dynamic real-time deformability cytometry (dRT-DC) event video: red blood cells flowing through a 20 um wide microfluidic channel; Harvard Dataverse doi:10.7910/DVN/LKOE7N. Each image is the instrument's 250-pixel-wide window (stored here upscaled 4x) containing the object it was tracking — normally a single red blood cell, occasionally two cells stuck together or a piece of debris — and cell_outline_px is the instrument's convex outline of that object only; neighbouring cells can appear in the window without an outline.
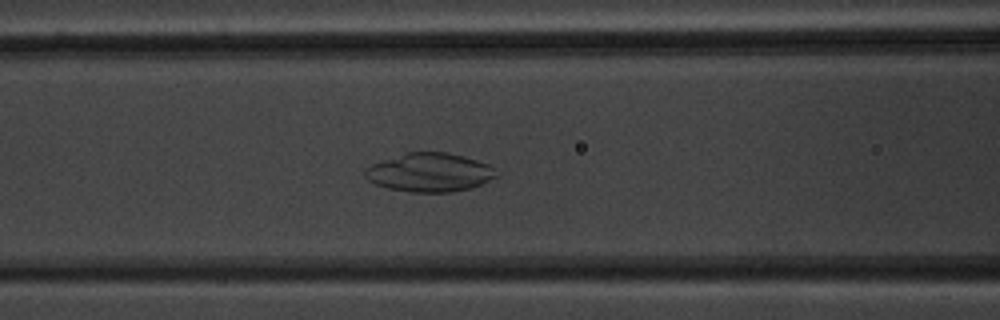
{"species": "common noctule bat (a hibernating species)", "species_latin": "Nyctalus noctula", "temperature_condition": "warm", "stored_images_in_passage": 42, "camera_frame_rate_fps": 3000, "um_per_image_px": 0.085, "animal": {"sex": "male", "body_mass_g": 20.1, "forearm_length_mm": 53.5}, "frame": {"image": 1, "passage_image": 12, "time_ms": 3.667, "image_size_px": [1000, 320], "cell_outline_px": [[500, 176], [480, 184], [468, 188], [452, 192], [412, 192], [388, 188], [376, 184], [368, 180], [364, 176], [364, 172], [372, 164], [408, 152], [448, 152], [464, 156], [488, 164]], "centroid_in_image_um": [36.53, 14.66], "position_along_channel_um": 130.1, "area_um2": 29.3}}
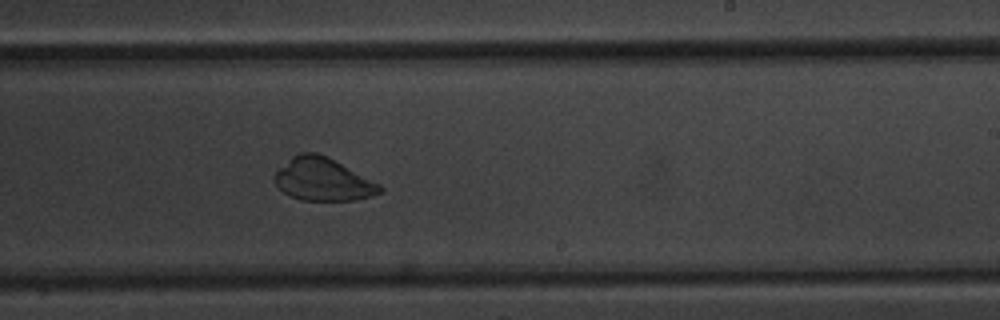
{"frame": {"image": 2, "passage_image": 22, "time_ms": 7.0, "image_size_px": [1000, 320], "cell_outline_px": [[384, 188], [380, 192], [372, 196], [356, 200], [300, 200], [284, 192], [276, 184], [272, 176], [292, 156], [300, 152], [316, 152], [328, 156], [380, 184]], "centroid_in_image_um": [27.46, 15.24], "position_along_channel_um": 261.5, "area_um2": 26.18}}
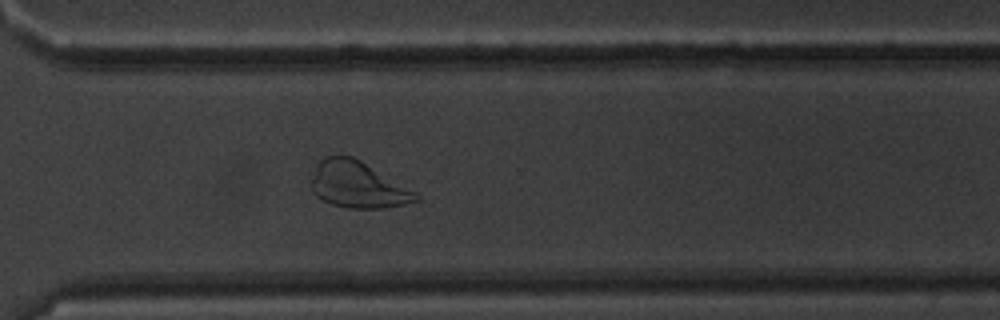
{"frame": {"image": 3, "passage_image": 28, "time_ms": 9.0, "image_size_px": [1000, 320], "cell_outline_px": [[420, 200], [404, 204], [384, 208], [348, 208], [332, 204], [316, 196], [312, 192], [308, 184], [320, 160], [324, 156], [352, 156], [360, 160], [416, 192], [420, 196]], "centroid_in_image_um": [30.38, 15.72], "position_along_channel_um": 340.2, "area_um2": 28.21}}